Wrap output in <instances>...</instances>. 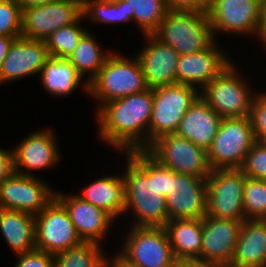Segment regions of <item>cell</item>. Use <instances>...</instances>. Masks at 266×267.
<instances>
[{
	"label": "cell",
	"mask_w": 266,
	"mask_h": 267,
	"mask_svg": "<svg viewBox=\"0 0 266 267\" xmlns=\"http://www.w3.org/2000/svg\"><path fill=\"white\" fill-rule=\"evenodd\" d=\"M58 191L55 197L64 205L82 241L101 245L110 227L116 222L115 219L101 208L83 200L77 193L69 195Z\"/></svg>",
	"instance_id": "d6986e66"
},
{
	"label": "cell",
	"mask_w": 266,
	"mask_h": 267,
	"mask_svg": "<svg viewBox=\"0 0 266 267\" xmlns=\"http://www.w3.org/2000/svg\"><path fill=\"white\" fill-rule=\"evenodd\" d=\"M207 12L215 40L221 32L260 40L261 0H211Z\"/></svg>",
	"instance_id": "7c38bea8"
},
{
	"label": "cell",
	"mask_w": 266,
	"mask_h": 267,
	"mask_svg": "<svg viewBox=\"0 0 266 267\" xmlns=\"http://www.w3.org/2000/svg\"><path fill=\"white\" fill-rule=\"evenodd\" d=\"M96 40L92 32L87 31L73 53L67 58L84 79L87 74L85 80L88 84L97 76L107 58L112 54V51L104 53L100 43Z\"/></svg>",
	"instance_id": "83f0119b"
},
{
	"label": "cell",
	"mask_w": 266,
	"mask_h": 267,
	"mask_svg": "<svg viewBox=\"0 0 266 267\" xmlns=\"http://www.w3.org/2000/svg\"><path fill=\"white\" fill-rule=\"evenodd\" d=\"M56 190L37 178L14 173L0 184V208L39 214L54 198Z\"/></svg>",
	"instance_id": "5bb4252c"
},
{
	"label": "cell",
	"mask_w": 266,
	"mask_h": 267,
	"mask_svg": "<svg viewBox=\"0 0 266 267\" xmlns=\"http://www.w3.org/2000/svg\"><path fill=\"white\" fill-rule=\"evenodd\" d=\"M173 267H199L198 261H177Z\"/></svg>",
	"instance_id": "f6af8a7d"
},
{
	"label": "cell",
	"mask_w": 266,
	"mask_h": 267,
	"mask_svg": "<svg viewBox=\"0 0 266 267\" xmlns=\"http://www.w3.org/2000/svg\"><path fill=\"white\" fill-rule=\"evenodd\" d=\"M152 108V88L104 104L95 112L100 139L117 152L147 150Z\"/></svg>",
	"instance_id": "6da1fadb"
},
{
	"label": "cell",
	"mask_w": 266,
	"mask_h": 267,
	"mask_svg": "<svg viewBox=\"0 0 266 267\" xmlns=\"http://www.w3.org/2000/svg\"><path fill=\"white\" fill-rule=\"evenodd\" d=\"M15 39L16 38H14V37L0 36V70L2 68L5 56H6L7 52H8V50H9L12 42Z\"/></svg>",
	"instance_id": "b9f144b4"
},
{
	"label": "cell",
	"mask_w": 266,
	"mask_h": 267,
	"mask_svg": "<svg viewBox=\"0 0 266 267\" xmlns=\"http://www.w3.org/2000/svg\"><path fill=\"white\" fill-rule=\"evenodd\" d=\"M249 118L256 141L266 142V92L255 95Z\"/></svg>",
	"instance_id": "d590c367"
},
{
	"label": "cell",
	"mask_w": 266,
	"mask_h": 267,
	"mask_svg": "<svg viewBox=\"0 0 266 267\" xmlns=\"http://www.w3.org/2000/svg\"><path fill=\"white\" fill-rule=\"evenodd\" d=\"M83 200L101 208L114 219L124 215L125 192L123 174L117 177L105 175L86 185L82 193H77Z\"/></svg>",
	"instance_id": "484cf974"
},
{
	"label": "cell",
	"mask_w": 266,
	"mask_h": 267,
	"mask_svg": "<svg viewBox=\"0 0 266 267\" xmlns=\"http://www.w3.org/2000/svg\"><path fill=\"white\" fill-rule=\"evenodd\" d=\"M40 75L43 88L52 96L71 95L79 85L89 93V84L66 58L50 56L43 65Z\"/></svg>",
	"instance_id": "4316f807"
},
{
	"label": "cell",
	"mask_w": 266,
	"mask_h": 267,
	"mask_svg": "<svg viewBox=\"0 0 266 267\" xmlns=\"http://www.w3.org/2000/svg\"><path fill=\"white\" fill-rule=\"evenodd\" d=\"M199 267H229V266L220 265V264H205V263L199 262Z\"/></svg>",
	"instance_id": "bcb514c9"
},
{
	"label": "cell",
	"mask_w": 266,
	"mask_h": 267,
	"mask_svg": "<svg viewBox=\"0 0 266 267\" xmlns=\"http://www.w3.org/2000/svg\"><path fill=\"white\" fill-rule=\"evenodd\" d=\"M120 254L138 267H173L177 262L164 227L129 226Z\"/></svg>",
	"instance_id": "ba28073f"
},
{
	"label": "cell",
	"mask_w": 266,
	"mask_h": 267,
	"mask_svg": "<svg viewBox=\"0 0 266 267\" xmlns=\"http://www.w3.org/2000/svg\"><path fill=\"white\" fill-rule=\"evenodd\" d=\"M128 17L135 20L142 34H153L168 11L165 0H125Z\"/></svg>",
	"instance_id": "f546056e"
},
{
	"label": "cell",
	"mask_w": 266,
	"mask_h": 267,
	"mask_svg": "<svg viewBox=\"0 0 266 267\" xmlns=\"http://www.w3.org/2000/svg\"><path fill=\"white\" fill-rule=\"evenodd\" d=\"M200 96L197 87L174 83L153 88L149 146L160 136L174 134L189 107Z\"/></svg>",
	"instance_id": "8992f818"
},
{
	"label": "cell",
	"mask_w": 266,
	"mask_h": 267,
	"mask_svg": "<svg viewBox=\"0 0 266 267\" xmlns=\"http://www.w3.org/2000/svg\"><path fill=\"white\" fill-rule=\"evenodd\" d=\"M107 256V267H138L135 264H132L128 260H126L120 253L117 255Z\"/></svg>",
	"instance_id": "60d3db41"
},
{
	"label": "cell",
	"mask_w": 266,
	"mask_h": 267,
	"mask_svg": "<svg viewBox=\"0 0 266 267\" xmlns=\"http://www.w3.org/2000/svg\"><path fill=\"white\" fill-rule=\"evenodd\" d=\"M101 246L97 243L82 242L68 248L53 255V267H107V251H103Z\"/></svg>",
	"instance_id": "f1b7e54d"
},
{
	"label": "cell",
	"mask_w": 266,
	"mask_h": 267,
	"mask_svg": "<svg viewBox=\"0 0 266 267\" xmlns=\"http://www.w3.org/2000/svg\"><path fill=\"white\" fill-rule=\"evenodd\" d=\"M86 20L83 16L74 24H70L54 31L45 39L51 57L68 58L77 47L82 36L88 31L81 27L80 21Z\"/></svg>",
	"instance_id": "1f68e13d"
},
{
	"label": "cell",
	"mask_w": 266,
	"mask_h": 267,
	"mask_svg": "<svg viewBox=\"0 0 266 267\" xmlns=\"http://www.w3.org/2000/svg\"><path fill=\"white\" fill-rule=\"evenodd\" d=\"M153 34L179 55L202 51L215 40L207 11L168 10Z\"/></svg>",
	"instance_id": "277c9868"
},
{
	"label": "cell",
	"mask_w": 266,
	"mask_h": 267,
	"mask_svg": "<svg viewBox=\"0 0 266 267\" xmlns=\"http://www.w3.org/2000/svg\"><path fill=\"white\" fill-rule=\"evenodd\" d=\"M260 42L263 47L266 46V0H261V26H260ZM266 49V47L264 48Z\"/></svg>",
	"instance_id": "7bdbcfd3"
},
{
	"label": "cell",
	"mask_w": 266,
	"mask_h": 267,
	"mask_svg": "<svg viewBox=\"0 0 266 267\" xmlns=\"http://www.w3.org/2000/svg\"><path fill=\"white\" fill-rule=\"evenodd\" d=\"M243 208L246 219L266 220V181L245 178Z\"/></svg>",
	"instance_id": "d6a6232c"
},
{
	"label": "cell",
	"mask_w": 266,
	"mask_h": 267,
	"mask_svg": "<svg viewBox=\"0 0 266 267\" xmlns=\"http://www.w3.org/2000/svg\"><path fill=\"white\" fill-rule=\"evenodd\" d=\"M236 66L232 62L200 91V96L222 118L248 117L257 94Z\"/></svg>",
	"instance_id": "5b68a950"
},
{
	"label": "cell",
	"mask_w": 266,
	"mask_h": 267,
	"mask_svg": "<svg viewBox=\"0 0 266 267\" xmlns=\"http://www.w3.org/2000/svg\"><path fill=\"white\" fill-rule=\"evenodd\" d=\"M229 267H266V220L243 222Z\"/></svg>",
	"instance_id": "603a6c76"
},
{
	"label": "cell",
	"mask_w": 266,
	"mask_h": 267,
	"mask_svg": "<svg viewBox=\"0 0 266 267\" xmlns=\"http://www.w3.org/2000/svg\"><path fill=\"white\" fill-rule=\"evenodd\" d=\"M0 36H22V8L15 0H0Z\"/></svg>",
	"instance_id": "836d02e7"
},
{
	"label": "cell",
	"mask_w": 266,
	"mask_h": 267,
	"mask_svg": "<svg viewBox=\"0 0 266 267\" xmlns=\"http://www.w3.org/2000/svg\"><path fill=\"white\" fill-rule=\"evenodd\" d=\"M82 13L83 17L89 19L92 23L133 22L128 17L125 0H82Z\"/></svg>",
	"instance_id": "4dcf8cb0"
},
{
	"label": "cell",
	"mask_w": 266,
	"mask_h": 267,
	"mask_svg": "<svg viewBox=\"0 0 266 267\" xmlns=\"http://www.w3.org/2000/svg\"><path fill=\"white\" fill-rule=\"evenodd\" d=\"M246 176L240 169H215L207 178V213L218 219L246 220L243 192Z\"/></svg>",
	"instance_id": "9c48e42d"
},
{
	"label": "cell",
	"mask_w": 266,
	"mask_h": 267,
	"mask_svg": "<svg viewBox=\"0 0 266 267\" xmlns=\"http://www.w3.org/2000/svg\"><path fill=\"white\" fill-rule=\"evenodd\" d=\"M45 129L28 134L13 148L15 173L34 176L31 171L47 170L59 164L61 152L57 137L51 128Z\"/></svg>",
	"instance_id": "2e32d148"
},
{
	"label": "cell",
	"mask_w": 266,
	"mask_h": 267,
	"mask_svg": "<svg viewBox=\"0 0 266 267\" xmlns=\"http://www.w3.org/2000/svg\"><path fill=\"white\" fill-rule=\"evenodd\" d=\"M169 219H203L207 213V179L176 173L165 197Z\"/></svg>",
	"instance_id": "9a60e30c"
},
{
	"label": "cell",
	"mask_w": 266,
	"mask_h": 267,
	"mask_svg": "<svg viewBox=\"0 0 266 267\" xmlns=\"http://www.w3.org/2000/svg\"><path fill=\"white\" fill-rule=\"evenodd\" d=\"M240 170L246 177L266 181V142L256 141L246 155Z\"/></svg>",
	"instance_id": "e575fe53"
},
{
	"label": "cell",
	"mask_w": 266,
	"mask_h": 267,
	"mask_svg": "<svg viewBox=\"0 0 266 267\" xmlns=\"http://www.w3.org/2000/svg\"><path fill=\"white\" fill-rule=\"evenodd\" d=\"M0 232L15 255L35 250L34 215L0 208Z\"/></svg>",
	"instance_id": "d4e9b609"
},
{
	"label": "cell",
	"mask_w": 266,
	"mask_h": 267,
	"mask_svg": "<svg viewBox=\"0 0 266 267\" xmlns=\"http://www.w3.org/2000/svg\"><path fill=\"white\" fill-rule=\"evenodd\" d=\"M125 156L124 214L133 213L132 226L164 227L170 219L165 197L157 193L156 159L147 150L130 151Z\"/></svg>",
	"instance_id": "7a4b0ae2"
},
{
	"label": "cell",
	"mask_w": 266,
	"mask_h": 267,
	"mask_svg": "<svg viewBox=\"0 0 266 267\" xmlns=\"http://www.w3.org/2000/svg\"><path fill=\"white\" fill-rule=\"evenodd\" d=\"M222 117L199 96L180 121L176 134L208 150L217 134Z\"/></svg>",
	"instance_id": "7402d4cb"
},
{
	"label": "cell",
	"mask_w": 266,
	"mask_h": 267,
	"mask_svg": "<svg viewBox=\"0 0 266 267\" xmlns=\"http://www.w3.org/2000/svg\"><path fill=\"white\" fill-rule=\"evenodd\" d=\"M174 176V171L162 165L156 159V186L157 193L166 197L170 192V179Z\"/></svg>",
	"instance_id": "74e56055"
},
{
	"label": "cell",
	"mask_w": 266,
	"mask_h": 267,
	"mask_svg": "<svg viewBox=\"0 0 266 267\" xmlns=\"http://www.w3.org/2000/svg\"><path fill=\"white\" fill-rule=\"evenodd\" d=\"M64 205L55 197L35 215V249L55 255L82 243Z\"/></svg>",
	"instance_id": "8fae6325"
},
{
	"label": "cell",
	"mask_w": 266,
	"mask_h": 267,
	"mask_svg": "<svg viewBox=\"0 0 266 267\" xmlns=\"http://www.w3.org/2000/svg\"><path fill=\"white\" fill-rule=\"evenodd\" d=\"M255 142L249 116L222 118L211 147L207 150L211 169H240Z\"/></svg>",
	"instance_id": "52a82bcc"
},
{
	"label": "cell",
	"mask_w": 266,
	"mask_h": 267,
	"mask_svg": "<svg viewBox=\"0 0 266 267\" xmlns=\"http://www.w3.org/2000/svg\"><path fill=\"white\" fill-rule=\"evenodd\" d=\"M82 0H54L22 9V37L45 40L61 27L81 17Z\"/></svg>",
	"instance_id": "4fadbf2b"
},
{
	"label": "cell",
	"mask_w": 266,
	"mask_h": 267,
	"mask_svg": "<svg viewBox=\"0 0 266 267\" xmlns=\"http://www.w3.org/2000/svg\"><path fill=\"white\" fill-rule=\"evenodd\" d=\"M146 45L139 50L138 58L148 88L176 83L178 52L154 34L144 35Z\"/></svg>",
	"instance_id": "44dd1931"
},
{
	"label": "cell",
	"mask_w": 266,
	"mask_h": 267,
	"mask_svg": "<svg viewBox=\"0 0 266 267\" xmlns=\"http://www.w3.org/2000/svg\"><path fill=\"white\" fill-rule=\"evenodd\" d=\"M164 228L177 261L201 262L203 219H173Z\"/></svg>",
	"instance_id": "cb8c5ba5"
},
{
	"label": "cell",
	"mask_w": 266,
	"mask_h": 267,
	"mask_svg": "<svg viewBox=\"0 0 266 267\" xmlns=\"http://www.w3.org/2000/svg\"><path fill=\"white\" fill-rule=\"evenodd\" d=\"M242 221L203 218L201 263L230 266L240 237Z\"/></svg>",
	"instance_id": "ac0fdd59"
},
{
	"label": "cell",
	"mask_w": 266,
	"mask_h": 267,
	"mask_svg": "<svg viewBox=\"0 0 266 267\" xmlns=\"http://www.w3.org/2000/svg\"><path fill=\"white\" fill-rule=\"evenodd\" d=\"M15 1L21 6L22 9H25L27 7L46 4L54 0H15Z\"/></svg>",
	"instance_id": "ee69618b"
},
{
	"label": "cell",
	"mask_w": 266,
	"mask_h": 267,
	"mask_svg": "<svg viewBox=\"0 0 266 267\" xmlns=\"http://www.w3.org/2000/svg\"><path fill=\"white\" fill-rule=\"evenodd\" d=\"M18 261L14 267H53L54 257L44 251L34 250L32 252L16 255Z\"/></svg>",
	"instance_id": "8d00e7d4"
},
{
	"label": "cell",
	"mask_w": 266,
	"mask_h": 267,
	"mask_svg": "<svg viewBox=\"0 0 266 267\" xmlns=\"http://www.w3.org/2000/svg\"><path fill=\"white\" fill-rule=\"evenodd\" d=\"M15 173L14 152L0 149V184Z\"/></svg>",
	"instance_id": "ab89813d"
},
{
	"label": "cell",
	"mask_w": 266,
	"mask_h": 267,
	"mask_svg": "<svg viewBox=\"0 0 266 267\" xmlns=\"http://www.w3.org/2000/svg\"><path fill=\"white\" fill-rule=\"evenodd\" d=\"M146 89L148 86L138 58L129 59L115 52H112L97 76L89 83V95L99 103L96 112L112 100Z\"/></svg>",
	"instance_id": "3957f363"
},
{
	"label": "cell",
	"mask_w": 266,
	"mask_h": 267,
	"mask_svg": "<svg viewBox=\"0 0 266 267\" xmlns=\"http://www.w3.org/2000/svg\"><path fill=\"white\" fill-rule=\"evenodd\" d=\"M147 151L176 173L202 179H207L211 174L207 150L176 133L160 136Z\"/></svg>",
	"instance_id": "30bf717a"
},
{
	"label": "cell",
	"mask_w": 266,
	"mask_h": 267,
	"mask_svg": "<svg viewBox=\"0 0 266 267\" xmlns=\"http://www.w3.org/2000/svg\"><path fill=\"white\" fill-rule=\"evenodd\" d=\"M216 44L217 40H214L202 51L179 55L176 83L191 85L201 91L230 65L232 59L228 58L227 53H223L224 51Z\"/></svg>",
	"instance_id": "e0dca14e"
},
{
	"label": "cell",
	"mask_w": 266,
	"mask_h": 267,
	"mask_svg": "<svg viewBox=\"0 0 266 267\" xmlns=\"http://www.w3.org/2000/svg\"><path fill=\"white\" fill-rule=\"evenodd\" d=\"M168 10L207 11L206 0H165Z\"/></svg>",
	"instance_id": "f35d334b"
},
{
	"label": "cell",
	"mask_w": 266,
	"mask_h": 267,
	"mask_svg": "<svg viewBox=\"0 0 266 267\" xmlns=\"http://www.w3.org/2000/svg\"><path fill=\"white\" fill-rule=\"evenodd\" d=\"M50 57L45 40L16 38L3 61L0 70V85L40 74Z\"/></svg>",
	"instance_id": "ffe728a7"
}]
</instances>
